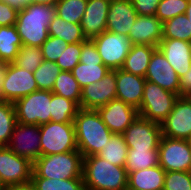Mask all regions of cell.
Returning <instances> with one entry per match:
<instances>
[{"label":"cell","instance_id":"4","mask_svg":"<svg viewBox=\"0 0 191 190\" xmlns=\"http://www.w3.org/2000/svg\"><path fill=\"white\" fill-rule=\"evenodd\" d=\"M83 156L79 151H70L40 156L34 163L31 178L83 179Z\"/></svg>","mask_w":191,"mask_h":190},{"label":"cell","instance_id":"5","mask_svg":"<svg viewBox=\"0 0 191 190\" xmlns=\"http://www.w3.org/2000/svg\"><path fill=\"white\" fill-rule=\"evenodd\" d=\"M41 156L78 151L74 123L40 125Z\"/></svg>","mask_w":191,"mask_h":190},{"label":"cell","instance_id":"40","mask_svg":"<svg viewBox=\"0 0 191 190\" xmlns=\"http://www.w3.org/2000/svg\"><path fill=\"white\" fill-rule=\"evenodd\" d=\"M82 51V42L68 44L65 51L57 59L56 64L62 71H72L73 68L80 62Z\"/></svg>","mask_w":191,"mask_h":190},{"label":"cell","instance_id":"49","mask_svg":"<svg viewBox=\"0 0 191 190\" xmlns=\"http://www.w3.org/2000/svg\"><path fill=\"white\" fill-rule=\"evenodd\" d=\"M185 14H186L187 18L189 19L190 25H191V0H189V2H188V7L186 9Z\"/></svg>","mask_w":191,"mask_h":190},{"label":"cell","instance_id":"44","mask_svg":"<svg viewBox=\"0 0 191 190\" xmlns=\"http://www.w3.org/2000/svg\"><path fill=\"white\" fill-rule=\"evenodd\" d=\"M178 96L191 97V67L183 76L180 77Z\"/></svg>","mask_w":191,"mask_h":190},{"label":"cell","instance_id":"14","mask_svg":"<svg viewBox=\"0 0 191 190\" xmlns=\"http://www.w3.org/2000/svg\"><path fill=\"white\" fill-rule=\"evenodd\" d=\"M122 135L128 149H158L162 131L159 123L138 115Z\"/></svg>","mask_w":191,"mask_h":190},{"label":"cell","instance_id":"32","mask_svg":"<svg viewBox=\"0 0 191 190\" xmlns=\"http://www.w3.org/2000/svg\"><path fill=\"white\" fill-rule=\"evenodd\" d=\"M162 38L191 42V25L185 13L163 23Z\"/></svg>","mask_w":191,"mask_h":190},{"label":"cell","instance_id":"2","mask_svg":"<svg viewBox=\"0 0 191 190\" xmlns=\"http://www.w3.org/2000/svg\"><path fill=\"white\" fill-rule=\"evenodd\" d=\"M82 177L85 190H127L125 167L111 164L97 155L83 157Z\"/></svg>","mask_w":191,"mask_h":190},{"label":"cell","instance_id":"26","mask_svg":"<svg viewBox=\"0 0 191 190\" xmlns=\"http://www.w3.org/2000/svg\"><path fill=\"white\" fill-rule=\"evenodd\" d=\"M49 35L58 37L68 44L85 42L87 39L83 35L80 24L66 22L55 14L48 26Z\"/></svg>","mask_w":191,"mask_h":190},{"label":"cell","instance_id":"34","mask_svg":"<svg viewBox=\"0 0 191 190\" xmlns=\"http://www.w3.org/2000/svg\"><path fill=\"white\" fill-rule=\"evenodd\" d=\"M86 6L87 0H58L55 5V13L66 22L80 24Z\"/></svg>","mask_w":191,"mask_h":190},{"label":"cell","instance_id":"30","mask_svg":"<svg viewBox=\"0 0 191 190\" xmlns=\"http://www.w3.org/2000/svg\"><path fill=\"white\" fill-rule=\"evenodd\" d=\"M79 109V106L74 101L52 92L51 121L73 123Z\"/></svg>","mask_w":191,"mask_h":190},{"label":"cell","instance_id":"46","mask_svg":"<svg viewBox=\"0 0 191 190\" xmlns=\"http://www.w3.org/2000/svg\"><path fill=\"white\" fill-rule=\"evenodd\" d=\"M58 0H28L29 3L55 6Z\"/></svg>","mask_w":191,"mask_h":190},{"label":"cell","instance_id":"47","mask_svg":"<svg viewBox=\"0 0 191 190\" xmlns=\"http://www.w3.org/2000/svg\"><path fill=\"white\" fill-rule=\"evenodd\" d=\"M6 190H36L31 183L26 185H19V186H13L6 188Z\"/></svg>","mask_w":191,"mask_h":190},{"label":"cell","instance_id":"45","mask_svg":"<svg viewBox=\"0 0 191 190\" xmlns=\"http://www.w3.org/2000/svg\"><path fill=\"white\" fill-rule=\"evenodd\" d=\"M10 4L12 7L21 10L28 4V0H3Z\"/></svg>","mask_w":191,"mask_h":190},{"label":"cell","instance_id":"33","mask_svg":"<svg viewBox=\"0 0 191 190\" xmlns=\"http://www.w3.org/2000/svg\"><path fill=\"white\" fill-rule=\"evenodd\" d=\"M17 124L13 102L0 100V146H7Z\"/></svg>","mask_w":191,"mask_h":190},{"label":"cell","instance_id":"29","mask_svg":"<svg viewBox=\"0 0 191 190\" xmlns=\"http://www.w3.org/2000/svg\"><path fill=\"white\" fill-rule=\"evenodd\" d=\"M128 147L122 134H113L97 156L117 166H125Z\"/></svg>","mask_w":191,"mask_h":190},{"label":"cell","instance_id":"16","mask_svg":"<svg viewBox=\"0 0 191 190\" xmlns=\"http://www.w3.org/2000/svg\"><path fill=\"white\" fill-rule=\"evenodd\" d=\"M116 98V70L82 88L80 109L97 110Z\"/></svg>","mask_w":191,"mask_h":190},{"label":"cell","instance_id":"31","mask_svg":"<svg viewBox=\"0 0 191 190\" xmlns=\"http://www.w3.org/2000/svg\"><path fill=\"white\" fill-rule=\"evenodd\" d=\"M51 92L74 101L80 108L82 88L74 78L72 72L61 71L55 80Z\"/></svg>","mask_w":191,"mask_h":190},{"label":"cell","instance_id":"8","mask_svg":"<svg viewBox=\"0 0 191 190\" xmlns=\"http://www.w3.org/2000/svg\"><path fill=\"white\" fill-rule=\"evenodd\" d=\"M92 41L97 47L103 64L110 70L122 68L133 46L127 35L115 34L107 30L93 38Z\"/></svg>","mask_w":191,"mask_h":190},{"label":"cell","instance_id":"13","mask_svg":"<svg viewBox=\"0 0 191 190\" xmlns=\"http://www.w3.org/2000/svg\"><path fill=\"white\" fill-rule=\"evenodd\" d=\"M160 126L162 136L191 140V97L179 96Z\"/></svg>","mask_w":191,"mask_h":190},{"label":"cell","instance_id":"3","mask_svg":"<svg viewBox=\"0 0 191 190\" xmlns=\"http://www.w3.org/2000/svg\"><path fill=\"white\" fill-rule=\"evenodd\" d=\"M55 6L29 3L19 10L15 23L23 45L41 47L49 37L48 26Z\"/></svg>","mask_w":191,"mask_h":190},{"label":"cell","instance_id":"28","mask_svg":"<svg viewBox=\"0 0 191 190\" xmlns=\"http://www.w3.org/2000/svg\"><path fill=\"white\" fill-rule=\"evenodd\" d=\"M159 165L158 149H128L125 169L127 173Z\"/></svg>","mask_w":191,"mask_h":190},{"label":"cell","instance_id":"20","mask_svg":"<svg viewBox=\"0 0 191 190\" xmlns=\"http://www.w3.org/2000/svg\"><path fill=\"white\" fill-rule=\"evenodd\" d=\"M109 6L108 0H87L86 10L80 23L87 40H92L106 31Z\"/></svg>","mask_w":191,"mask_h":190},{"label":"cell","instance_id":"23","mask_svg":"<svg viewBox=\"0 0 191 190\" xmlns=\"http://www.w3.org/2000/svg\"><path fill=\"white\" fill-rule=\"evenodd\" d=\"M138 14L131 0L110 2L106 30L115 34H129Z\"/></svg>","mask_w":191,"mask_h":190},{"label":"cell","instance_id":"25","mask_svg":"<svg viewBox=\"0 0 191 190\" xmlns=\"http://www.w3.org/2000/svg\"><path fill=\"white\" fill-rule=\"evenodd\" d=\"M156 49L157 47L151 45L133 44L121 69L145 77L151 56Z\"/></svg>","mask_w":191,"mask_h":190},{"label":"cell","instance_id":"10","mask_svg":"<svg viewBox=\"0 0 191 190\" xmlns=\"http://www.w3.org/2000/svg\"><path fill=\"white\" fill-rule=\"evenodd\" d=\"M110 69L102 62L96 45L92 40L82 42L80 62L71 71L83 88L102 79Z\"/></svg>","mask_w":191,"mask_h":190},{"label":"cell","instance_id":"17","mask_svg":"<svg viewBox=\"0 0 191 190\" xmlns=\"http://www.w3.org/2000/svg\"><path fill=\"white\" fill-rule=\"evenodd\" d=\"M97 111L113 134H123L139 115L136 108L117 98L98 108Z\"/></svg>","mask_w":191,"mask_h":190},{"label":"cell","instance_id":"37","mask_svg":"<svg viewBox=\"0 0 191 190\" xmlns=\"http://www.w3.org/2000/svg\"><path fill=\"white\" fill-rule=\"evenodd\" d=\"M43 62V55L40 47L22 45L13 63L33 73Z\"/></svg>","mask_w":191,"mask_h":190},{"label":"cell","instance_id":"18","mask_svg":"<svg viewBox=\"0 0 191 190\" xmlns=\"http://www.w3.org/2000/svg\"><path fill=\"white\" fill-rule=\"evenodd\" d=\"M145 79L178 95L180 78L158 48L151 56Z\"/></svg>","mask_w":191,"mask_h":190},{"label":"cell","instance_id":"39","mask_svg":"<svg viewBox=\"0 0 191 190\" xmlns=\"http://www.w3.org/2000/svg\"><path fill=\"white\" fill-rule=\"evenodd\" d=\"M163 190H191L190 171H169L165 173Z\"/></svg>","mask_w":191,"mask_h":190},{"label":"cell","instance_id":"15","mask_svg":"<svg viewBox=\"0 0 191 190\" xmlns=\"http://www.w3.org/2000/svg\"><path fill=\"white\" fill-rule=\"evenodd\" d=\"M7 147L34 163L41 156L40 125L17 122Z\"/></svg>","mask_w":191,"mask_h":190},{"label":"cell","instance_id":"36","mask_svg":"<svg viewBox=\"0 0 191 190\" xmlns=\"http://www.w3.org/2000/svg\"><path fill=\"white\" fill-rule=\"evenodd\" d=\"M30 183L36 190H85L83 179L31 178Z\"/></svg>","mask_w":191,"mask_h":190},{"label":"cell","instance_id":"24","mask_svg":"<svg viewBox=\"0 0 191 190\" xmlns=\"http://www.w3.org/2000/svg\"><path fill=\"white\" fill-rule=\"evenodd\" d=\"M165 173L160 165L130 172L127 190H163Z\"/></svg>","mask_w":191,"mask_h":190},{"label":"cell","instance_id":"7","mask_svg":"<svg viewBox=\"0 0 191 190\" xmlns=\"http://www.w3.org/2000/svg\"><path fill=\"white\" fill-rule=\"evenodd\" d=\"M49 90H37L14 102L16 119L21 124L42 125L51 121Z\"/></svg>","mask_w":191,"mask_h":190},{"label":"cell","instance_id":"19","mask_svg":"<svg viewBox=\"0 0 191 190\" xmlns=\"http://www.w3.org/2000/svg\"><path fill=\"white\" fill-rule=\"evenodd\" d=\"M163 36V23L156 16L138 15L128 37L133 44L158 47Z\"/></svg>","mask_w":191,"mask_h":190},{"label":"cell","instance_id":"21","mask_svg":"<svg viewBox=\"0 0 191 190\" xmlns=\"http://www.w3.org/2000/svg\"><path fill=\"white\" fill-rule=\"evenodd\" d=\"M145 82V77L116 69V98L138 110L143 99Z\"/></svg>","mask_w":191,"mask_h":190},{"label":"cell","instance_id":"41","mask_svg":"<svg viewBox=\"0 0 191 190\" xmlns=\"http://www.w3.org/2000/svg\"><path fill=\"white\" fill-rule=\"evenodd\" d=\"M68 43L58 37L50 36L40 47L43 60L56 62L67 48Z\"/></svg>","mask_w":191,"mask_h":190},{"label":"cell","instance_id":"48","mask_svg":"<svg viewBox=\"0 0 191 190\" xmlns=\"http://www.w3.org/2000/svg\"><path fill=\"white\" fill-rule=\"evenodd\" d=\"M5 69H6V63L0 61V94H1V89H2V82L5 74Z\"/></svg>","mask_w":191,"mask_h":190},{"label":"cell","instance_id":"50","mask_svg":"<svg viewBox=\"0 0 191 190\" xmlns=\"http://www.w3.org/2000/svg\"><path fill=\"white\" fill-rule=\"evenodd\" d=\"M0 190H6L1 183H0Z\"/></svg>","mask_w":191,"mask_h":190},{"label":"cell","instance_id":"27","mask_svg":"<svg viewBox=\"0 0 191 190\" xmlns=\"http://www.w3.org/2000/svg\"><path fill=\"white\" fill-rule=\"evenodd\" d=\"M22 45L15 25L0 27V61L12 63Z\"/></svg>","mask_w":191,"mask_h":190},{"label":"cell","instance_id":"43","mask_svg":"<svg viewBox=\"0 0 191 190\" xmlns=\"http://www.w3.org/2000/svg\"><path fill=\"white\" fill-rule=\"evenodd\" d=\"M138 15L155 16L160 0H131Z\"/></svg>","mask_w":191,"mask_h":190},{"label":"cell","instance_id":"22","mask_svg":"<svg viewBox=\"0 0 191 190\" xmlns=\"http://www.w3.org/2000/svg\"><path fill=\"white\" fill-rule=\"evenodd\" d=\"M166 57L179 76H183L191 67V42L162 38L157 47Z\"/></svg>","mask_w":191,"mask_h":190},{"label":"cell","instance_id":"9","mask_svg":"<svg viewBox=\"0 0 191 190\" xmlns=\"http://www.w3.org/2000/svg\"><path fill=\"white\" fill-rule=\"evenodd\" d=\"M33 163L18 156L7 146H0V183L3 187L26 185L31 181Z\"/></svg>","mask_w":191,"mask_h":190},{"label":"cell","instance_id":"6","mask_svg":"<svg viewBox=\"0 0 191 190\" xmlns=\"http://www.w3.org/2000/svg\"><path fill=\"white\" fill-rule=\"evenodd\" d=\"M178 97L177 94L146 80L138 114L160 124L172 111Z\"/></svg>","mask_w":191,"mask_h":190},{"label":"cell","instance_id":"11","mask_svg":"<svg viewBox=\"0 0 191 190\" xmlns=\"http://www.w3.org/2000/svg\"><path fill=\"white\" fill-rule=\"evenodd\" d=\"M159 165L166 171H190L191 140L161 137Z\"/></svg>","mask_w":191,"mask_h":190},{"label":"cell","instance_id":"35","mask_svg":"<svg viewBox=\"0 0 191 190\" xmlns=\"http://www.w3.org/2000/svg\"><path fill=\"white\" fill-rule=\"evenodd\" d=\"M61 71L56 62L43 60L40 66L33 72L38 90L52 91L55 80Z\"/></svg>","mask_w":191,"mask_h":190},{"label":"cell","instance_id":"38","mask_svg":"<svg viewBox=\"0 0 191 190\" xmlns=\"http://www.w3.org/2000/svg\"><path fill=\"white\" fill-rule=\"evenodd\" d=\"M189 0H160L155 16L164 23L180 14H184Z\"/></svg>","mask_w":191,"mask_h":190},{"label":"cell","instance_id":"12","mask_svg":"<svg viewBox=\"0 0 191 190\" xmlns=\"http://www.w3.org/2000/svg\"><path fill=\"white\" fill-rule=\"evenodd\" d=\"M37 90L38 87L33 73L16 66L13 62L6 63L0 94L1 101L14 103L19 98Z\"/></svg>","mask_w":191,"mask_h":190},{"label":"cell","instance_id":"42","mask_svg":"<svg viewBox=\"0 0 191 190\" xmlns=\"http://www.w3.org/2000/svg\"><path fill=\"white\" fill-rule=\"evenodd\" d=\"M19 10L12 7L7 2L0 0V27L13 26L18 18Z\"/></svg>","mask_w":191,"mask_h":190},{"label":"cell","instance_id":"1","mask_svg":"<svg viewBox=\"0 0 191 190\" xmlns=\"http://www.w3.org/2000/svg\"><path fill=\"white\" fill-rule=\"evenodd\" d=\"M73 123L78 151L83 157L97 155L113 135L97 110L79 109Z\"/></svg>","mask_w":191,"mask_h":190}]
</instances>
